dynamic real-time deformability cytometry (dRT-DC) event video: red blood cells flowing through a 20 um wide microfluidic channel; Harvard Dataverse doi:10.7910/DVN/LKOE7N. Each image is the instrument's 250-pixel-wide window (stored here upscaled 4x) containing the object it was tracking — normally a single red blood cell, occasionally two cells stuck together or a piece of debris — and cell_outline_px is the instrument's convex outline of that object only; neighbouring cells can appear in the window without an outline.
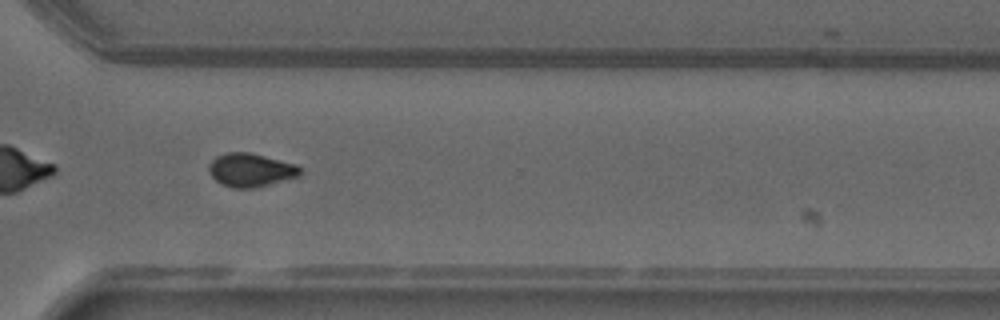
{"species": "common noctule bat (a hibernating species)", "species_latin": "Nyctalus noctula", "temperature_condition": "warm", "stored_images_in_passage": 53, "camera_frame_rate_fps": 3000, "um_per_image_px": 0.085, "animal": {"sex": "male", "forearm_length_mm": 52.5}, "frame": {"image": 1, "passage_image": 38, "time_ms": 12.333, "image_size_px": [1000, 320], "cell_outline_px": [[304, 172], [300, 176], [256, 188], [232, 188], [216, 180], [208, 172], [208, 164], [216, 156], [228, 152], [248, 152], [296, 164]], "centroid_in_image_um": [21.32, 14.45], "position_along_channel_um": 349.3, "area_um2": 17.86}}
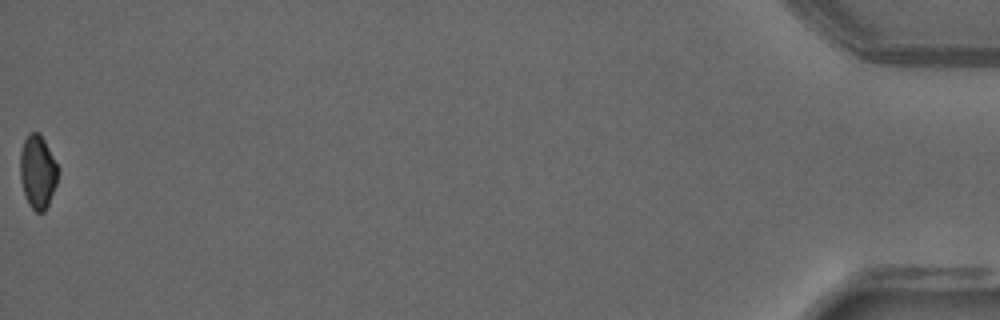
{"frame": {"image": 2, "passage_image": 53, "time_ms": 17.333, "image_size_px": [1000, 320], "cell_outline_px": [[56, 184], [48, 204], [44, 212], [36, 212], [28, 204], [24, 192], [20, 176], [20, 152], [24, 140], [28, 132], [40, 132], [56, 164]], "centroid_in_image_um": [3.17, 14.59], "position_along_channel_um": 432.0, "area_um2": 15.84}, "authors_computed_cell_mechanics": {"area_um2": 17.6868, "velocity_mm_per_s": 3.7749, "shape_relaxation_time_tau1_ms": null, "shape_relaxation_time_tau2_ms": 1.5648, "deformation_change_tau1": null, "deformation_change_tau2": 0.0549}}